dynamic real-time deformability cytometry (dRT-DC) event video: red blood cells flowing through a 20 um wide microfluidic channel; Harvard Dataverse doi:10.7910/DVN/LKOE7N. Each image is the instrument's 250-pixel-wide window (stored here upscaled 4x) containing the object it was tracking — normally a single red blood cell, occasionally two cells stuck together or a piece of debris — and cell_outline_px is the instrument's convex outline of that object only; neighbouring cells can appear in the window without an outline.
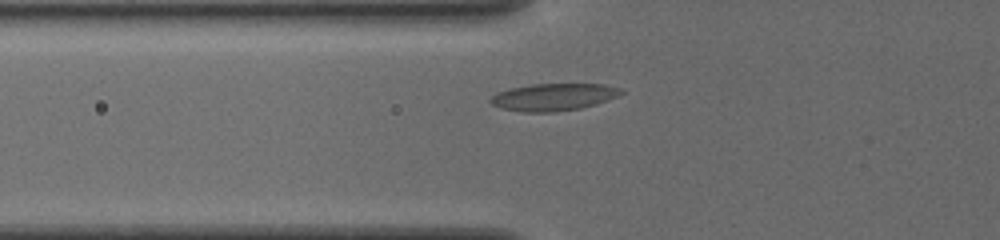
{"species": "common noctule bat (a hibernating species)", "species_latin": "Nyctalus noctula", "temperature_condition": "cold", "stored_images_in_passage": 40, "camera_frame_rate_fps": 3000, "um_per_image_px": 0.085, "animal": {"sex": "female", "body_mass_g": 19.5, "forearm_length_mm": 54.1}, "frame": {"image": 1, "passage_image": 6, "time_ms": 1.667, "image_size_px": [1000, 240], "cell_outline_px": [[624, 92], [620, 96], [596, 104], [580, 108], [552, 112], [520, 112], [500, 108], [492, 104], [488, 100], [496, 92], [508, 88], [532, 84], [604, 84], [620, 88]], "centroid_in_image_um": [47.03, 8.24], "position_along_channel_um": 78.8, "area_um2": 20.92}}
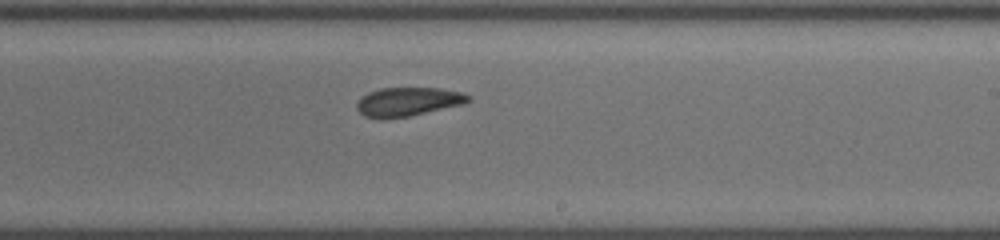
{"frame": {"image": 2, "passage_image": 20, "time_ms": 6.333, "image_size_px": [1000, 240], "cell_outline_px": [[472, 100], [464, 104], [408, 116], [364, 116], [356, 108], [356, 104], [360, 96], [368, 92], [380, 88], [440, 88], [460, 92], [472, 96]], "centroid_in_image_um": [34.72, 8.6], "position_along_channel_um": 254.3, "area_um2": 18.32}}
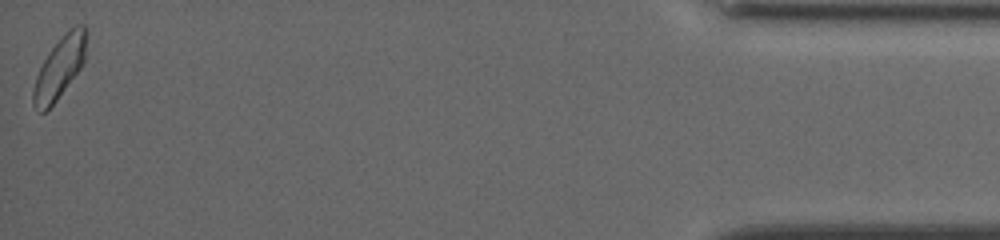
{"frame": {"image": 3, "passage_image": 40, "time_ms": 13.0, "image_size_px": [1000, 240], "cell_outline_px": [[88, 32], [84, 60], [80, 68], [56, 100], [44, 112], [36, 112], [32, 104], [32, 88], [36, 76], [48, 52], [68, 28], [76, 24], [84, 24]], "centroid_in_image_um": [5.06, 5.71], "position_along_channel_um": 430.1, "area_um2": 19.13}, "authors_computed_cell_mechanics": {"area_um2": 19.0451, "velocity_mm_per_s": 3.7755, "shape_relaxation_time_tau1_ms": null, "shape_relaxation_time_tau2_ms": 2.7757, "deformation_change_tau1": null, "deformation_change_tau2": 0.066}}